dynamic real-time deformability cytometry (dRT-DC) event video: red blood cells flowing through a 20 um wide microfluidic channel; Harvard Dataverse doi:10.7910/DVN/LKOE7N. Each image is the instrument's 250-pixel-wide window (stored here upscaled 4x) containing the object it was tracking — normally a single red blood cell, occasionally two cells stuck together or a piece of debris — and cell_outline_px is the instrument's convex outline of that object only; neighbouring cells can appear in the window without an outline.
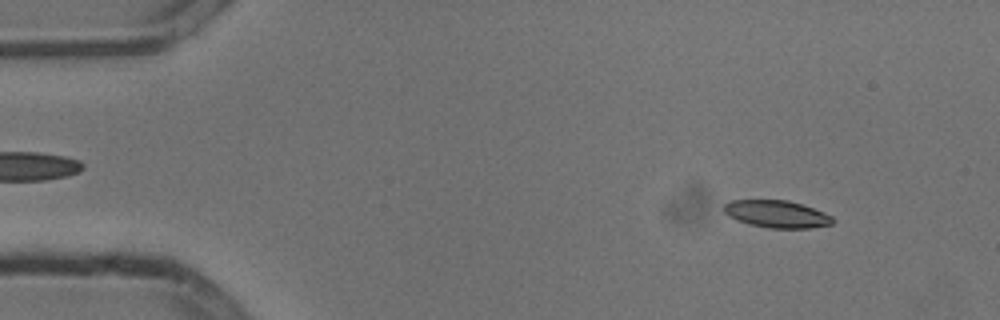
{"species": "common noctule bat (a hibernating species)", "species_latin": "Nyctalus noctula", "temperature_condition": "cold", "stored_images_in_passage": 55, "camera_frame_rate_fps": 3000, "um_per_image_px": 0.085, "animal": {"sex": "male", "body_mass_g": 13.3}, "frame": {"image": 1, "passage_image": 6, "time_ms": 1.667, "image_size_px": [1000, 320], "cell_outline_px": [[836, 220], [832, 224], [812, 228], [768, 228], [748, 224], [736, 220], [728, 216], [724, 212], [724, 204], [728, 200], [788, 200], [824, 212], [832, 216]], "centroid_in_image_um": [66.01, 18.2], "position_along_channel_um": 19.0, "area_um2": 17.46}}
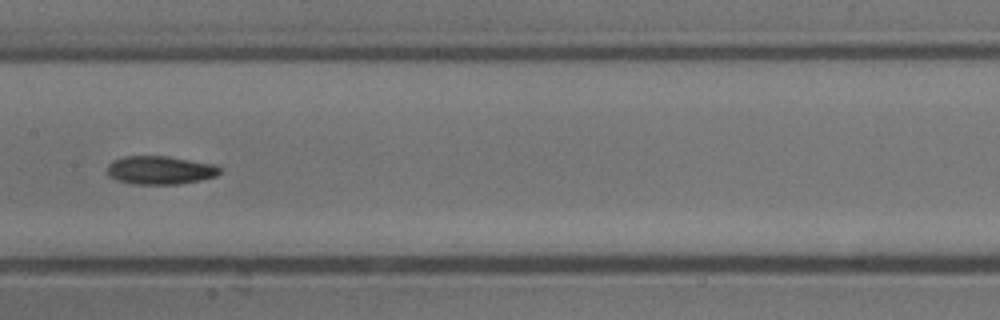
{"frame": {"image": 2, "passage_image": 27, "time_ms": 8.667, "image_size_px": [1000, 320], "cell_outline_px": [[220, 172], [216, 176], [200, 180], [180, 184], [136, 184], [116, 180], [108, 176], [108, 164], [112, 160], [124, 156], [168, 156], [216, 164], [220, 168]], "centroid_in_image_um": [13.61, 14.46], "position_along_channel_um": 193.8, "area_um2": 18.73}}
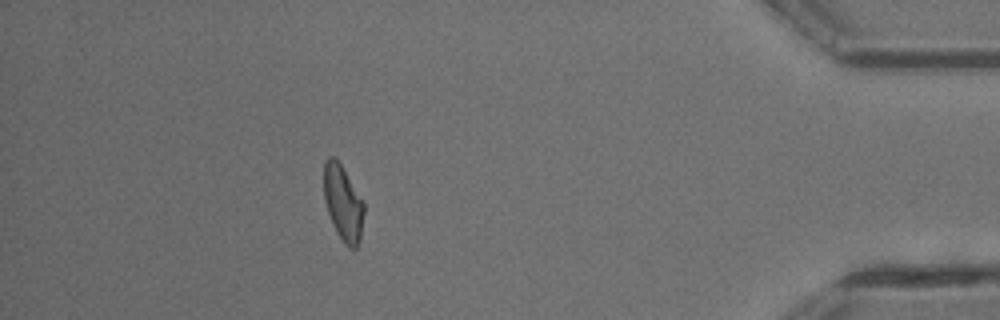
{"frame": {"image": 3, "passage_image": 48, "time_ms": 15.667, "image_size_px": [1000, 320], "cell_outline_px": [[364, 212], [360, 240], [356, 248], [348, 248], [336, 232], [332, 224], [324, 200], [324, 160], [328, 156], [336, 156], [364, 204]], "centroid_in_image_um": [29.14, 17.25], "position_along_channel_um": 406.1, "area_um2": 17.57}}